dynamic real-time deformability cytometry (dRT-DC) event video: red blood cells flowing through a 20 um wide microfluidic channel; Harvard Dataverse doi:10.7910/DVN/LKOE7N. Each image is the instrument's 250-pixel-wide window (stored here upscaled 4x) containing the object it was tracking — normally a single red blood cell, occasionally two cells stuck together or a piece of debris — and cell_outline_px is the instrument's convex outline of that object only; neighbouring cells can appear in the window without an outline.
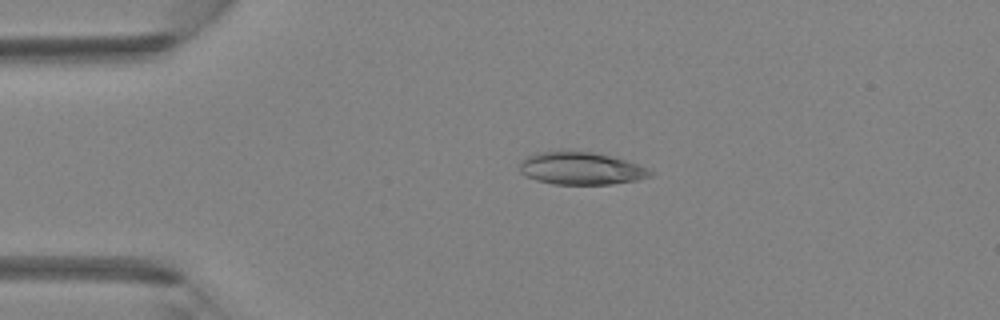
{"species": "Egyptian fruit bat (a non-hibernating species)", "species_latin": "Rousettus aegyptiacus", "temperature_condition": "room temperature", "stored_images_in_passage": 3, "camera_frame_rate_fps": 3000, "um_per_image_px": 0.085, "animal": {"sex": "female"}, "frame": {"image": 1, "passage_image": 2, "time_ms": 0.333, "image_size_px": [1000, 320], "cell_outline_px": [[656, 172], [652, 176], [636, 180], [612, 184], [552, 184], [536, 180], [520, 172], [520, 160], [536, 152], [560, 148], [572, 148], [596, 152], [624, 160], [648, 168]], "centroid_in_image_um": [49.35, 14.26], "position_along_channel_um": 35.7, "area_um2": 25.61}}